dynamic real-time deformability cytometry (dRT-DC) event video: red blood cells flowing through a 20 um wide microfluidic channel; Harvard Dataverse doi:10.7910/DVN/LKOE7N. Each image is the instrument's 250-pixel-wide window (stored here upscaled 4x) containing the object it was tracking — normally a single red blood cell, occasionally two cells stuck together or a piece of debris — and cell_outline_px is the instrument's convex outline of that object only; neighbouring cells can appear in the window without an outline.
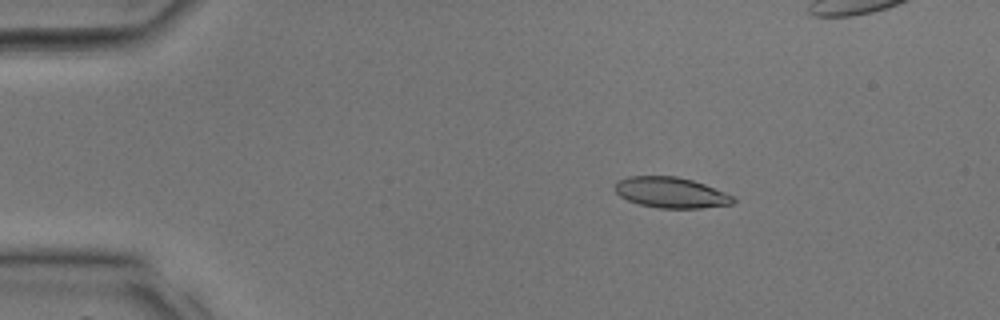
{"species": "common noctule bat (a hibernating species)", "species_latin": "Nyctalus noctula", "temperature_condition": "room temperature", "stored_images_in_passage": 33, "camera_frame_rate_fps": 3000, "um_per_image_px": 0.085, "animal": {"sex": "male", "body_mass_g": 17.9, "forearm_length_mm": 54.2}, "frame": {"image": 1, "passage_image": 2, "time_ms": 0.333, "image_size_px": [1000, 320], "cell_outline_px": [[736, 200], [732, 204], [700, 208], [660, 208], [640, 204], [628, 200], [620, 196], [616, 192], [616, 184], [620, 180], [628, 176], [676, 176], [692, 180], [704, 184], [724, 192], [732, 196]], "centroid_in_image_um": [57.04, 16.37], "position_along_channel_um": 28.0, "area_um2": 20.87}}
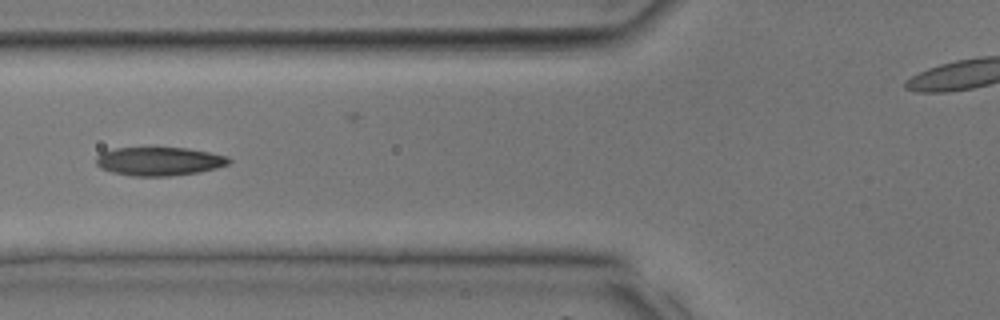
{"frame": {"image": 2, "passage_image": 10, "time_ms": 3.0, "image_size_px": [1000, 320], "cell_outline_px": [[232, 160], [228, 164], [216, 168], [196, 172], [168, 176], [132, 176], [112, 172], [100, 168], [96, 164], [96, 156], [100, 152], [116, 148], [188, 148], [228, 156]], "centroid_in_image_um": [13.5, 13.71], "position_along_channel_um": 112.3, "area_um2": 22.02}}
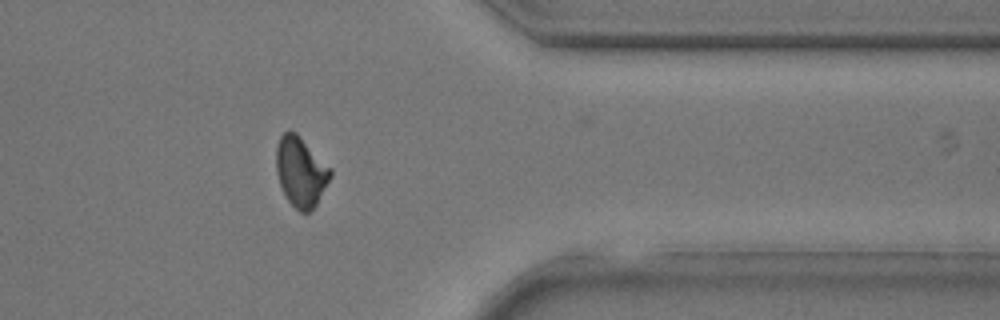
{"frame": {"image": 3, "passage_image": 25, "time_ms": 8.0, "image_size_px": [1000, 320], "cell_outline_px": [[332, 176], [316, 204], [308, 212], [300, 212], [288, 200], [280, 184], [276, 172], [276, 144], [280, 136], [288, 128], [296, 132], [332, 168]], "centroid_in_image_um": [25.56, 14.55], "position_along_channel_um": 385.8, "area_um2": 22.14}}